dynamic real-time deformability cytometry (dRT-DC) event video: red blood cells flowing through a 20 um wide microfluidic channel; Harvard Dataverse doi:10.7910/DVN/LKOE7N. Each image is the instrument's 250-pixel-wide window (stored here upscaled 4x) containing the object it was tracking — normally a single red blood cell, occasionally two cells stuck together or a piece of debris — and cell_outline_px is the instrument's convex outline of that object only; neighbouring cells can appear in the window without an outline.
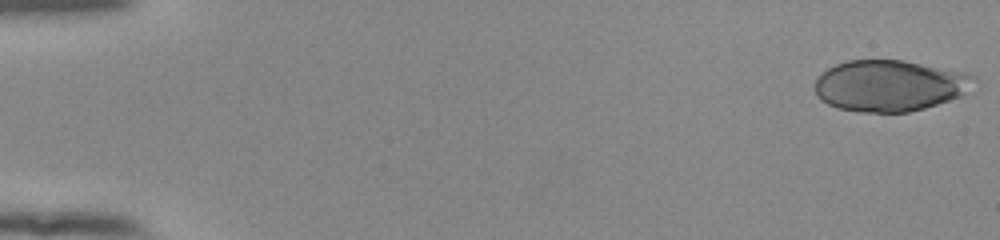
{"species": "human", "species_latin": "Homo sapiens", "temperature_condition": "room temperature", "stored_images_in_passage": 53, "camera_frame_rate_fps": 3000, "um_per_image_px": 0.085, "donor": {"sex": "female"}, "frame": {"image": 1, "passage_image": 1, "time_ms": 0.0, "image_size_px": [1000, 240], "cell_outline_px": [[980, 80], [960, 96], [924, 108], [908, 112], [860, 112], [836, 108], [820, 100], [816, 92], [816, 76], [828, 68], [836, 64], [848, 60], [904, 60], [964, 72], [976, 76]], "centroid_in_image_um": [75.62, 7.27], "position_along_channel_um": 9.4, "area_um2": 47.69}}
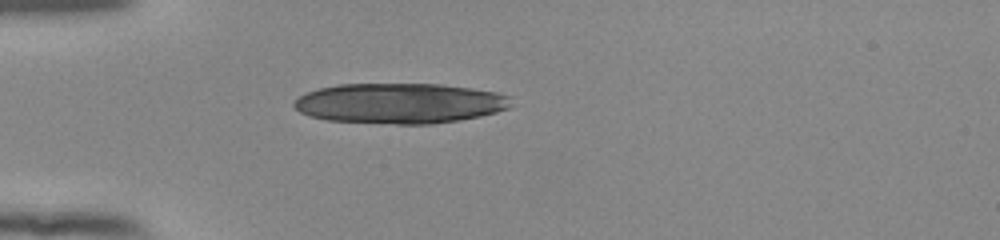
{"frame": {"image": 2, "passage_image": 16, "time_ms": 5.0, "image_size_px": [1000, 240], "cell_outline_px": [[512, 96], [508, 108], [496, 112], [480, 116], [460, 120], [432, 124], [396, 124], [328, 120], [312, 116], [300, 112], [292, 104], [300, 96], [308, 92], [320, 88], [336, 84], [440, 84], [472, 88], [496, 92]], "centroid_in_image_um": [34.01, 8.78], "position_along_channel_um": 51.0, "area_um2": 50.92}}